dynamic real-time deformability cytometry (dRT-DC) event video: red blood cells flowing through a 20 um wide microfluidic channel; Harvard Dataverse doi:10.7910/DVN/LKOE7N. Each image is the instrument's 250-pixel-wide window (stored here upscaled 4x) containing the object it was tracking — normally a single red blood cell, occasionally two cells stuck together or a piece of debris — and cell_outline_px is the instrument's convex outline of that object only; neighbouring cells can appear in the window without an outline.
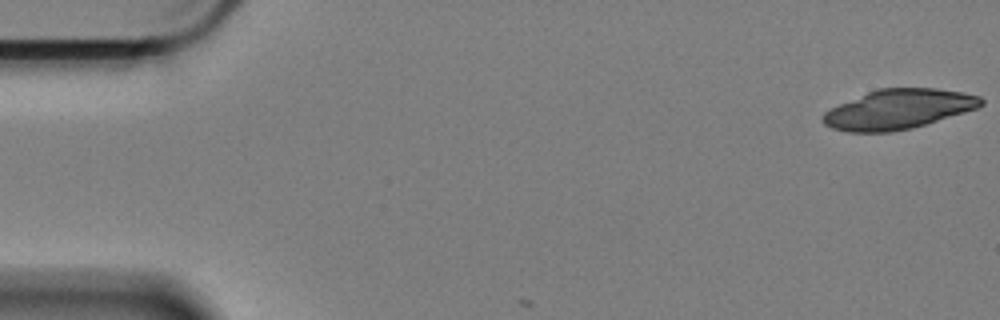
{"species": "Egyptian fruit bat (a non-hibernating species)", "species_latin": "Rousettus aegyptiacus", "temperature_condition": "cold", "stored_images_in_passage": 6, "camera_frame_rate_fps": 3000, "um_per_image_px": 0.085, "animal": {"sex": "female"}, "frame": {"image": 1, "passage_image": 1, "time_ms": 0.0, "image_size_px": [1000, 320], "cell_outline_px": [[984, 104], [976, 108], [964, 112], [912, 128], [892, 132], [848, 132], [832, 128], [824, 124], [820, 120], [824, 112], [840, 104], [868, 92], [880, 88], [936, 88], [960, 92], [980, 96], [984, 100]], "centroid_in_image_um": [76.35, 9.29], "position_along_channel_um": 8.7, "area_um2": 36.24}}